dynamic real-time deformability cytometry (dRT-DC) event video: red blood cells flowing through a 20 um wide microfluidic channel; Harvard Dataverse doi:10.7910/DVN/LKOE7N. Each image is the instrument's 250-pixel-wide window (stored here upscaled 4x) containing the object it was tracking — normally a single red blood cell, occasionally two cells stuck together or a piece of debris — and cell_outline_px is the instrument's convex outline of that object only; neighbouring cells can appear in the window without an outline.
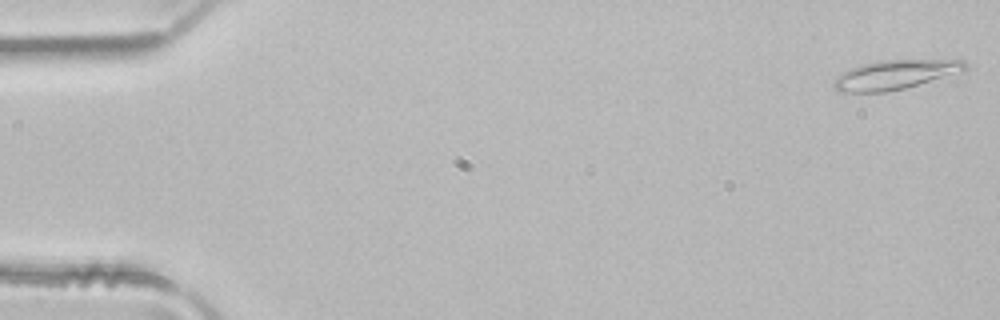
{"species": "common noctule bat (a hibernating species)", "species_latin": "Nyctalus noctula", "temperature_condition": "room temperature", "stored_images_in_passage": 6, "camera_frame_rate_fps": 3000, "um_per_image_px": 0.085, "animal": {"sex": "male", "body_mass_g": 21.5, "forearm_length_mm": 52.0}, "frame": {"image": 1, "passage_image": 1, "time_ms": 0.0, "image_size_px": [1000, 320], "cell_outline_px": [[968, 68], [964, 72], [904, 88], [884, 92], [836, 92], [832, 84], [832, 80], [836, 76], [860, 64], [880, 60], [964, 60], [968, 64]], "centroid_in_image_um": [76.08, 6.35], "position_along_channel_um": 8.9, "area_um2": 22.6}}
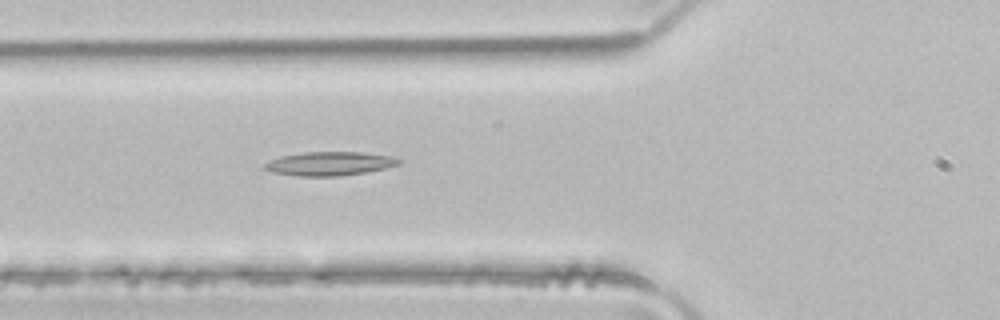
{"frame": {"image": 2, "passage_image": 6, "time_ms": 1.667, "image_size_px": [1000, 320], "cell_outline_px": [[404, 160], [400, 164], [384, 168], [364, 172], [340, 176], [296, 176], [272, 172], [264, 168], [264, 164], [280, 156], [304, 152], [360, 152], [392, 156]], "centroid_in_image_um": [28.03, 13.9], "position_along_channel_um": 97.8, "area_um2": 18.55}}